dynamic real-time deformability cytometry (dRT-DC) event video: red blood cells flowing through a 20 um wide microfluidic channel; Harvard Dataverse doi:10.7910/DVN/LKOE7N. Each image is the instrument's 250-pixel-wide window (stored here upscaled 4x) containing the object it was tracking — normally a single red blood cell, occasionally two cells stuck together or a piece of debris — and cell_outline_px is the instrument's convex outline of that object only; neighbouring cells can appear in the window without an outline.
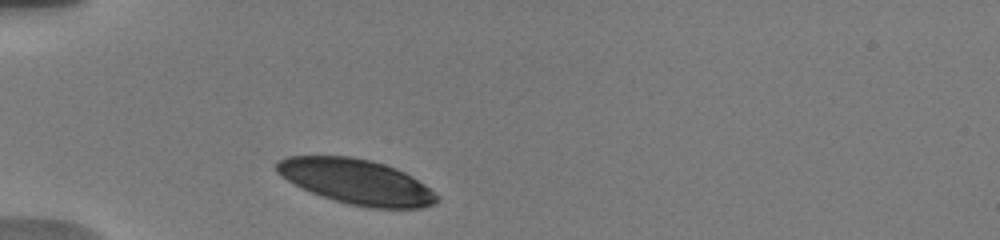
{"species": "human", "species_latin": "Homo sapiens", "temperature_condition": "warm", "stored_images_in_passage": 13, "camera_frame_rate_fps": 3000, "um_per_image_px": 0.085, "donor": {"sex": "male"}, "frame": {"image": 1, "passage_image": 1, "time_ms": 0.0, "image_size_px": [1000, 240], "cell_outline_px": [[440, 200], [432, 204], [420, 208], [368, 208], [348, 204], [312, 192], [280, 176], [276, 172], [276, 164], [280, 160], [288, 156], [348, 156], [372, 160], [396, 168], [412, 176], [424, 184], [440, 196]], "centroid_in_image_um": [30.34, 15.44], "position_along_channel_um": 54.7, "area_um2": 41.79}}
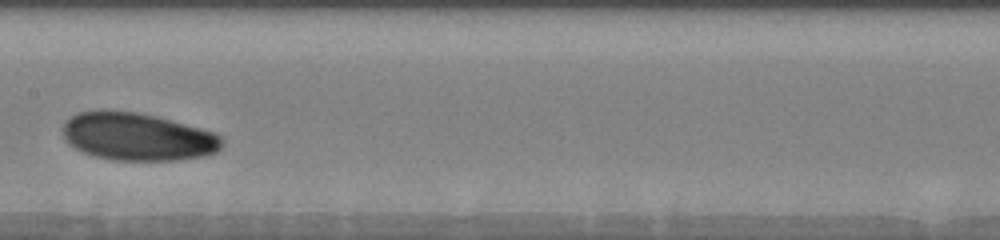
{"frame": {"image": 2, "passage_image": 6, "time_ms": 4.333, "image_size_px": [1000, 240], "cell_outline_px": [[224, 144], [216, 152], [200, 156], [176, 160], [112, 160], [96, 156], [84, 152], [68, 144], [64, 140], [64, 120], [68, 116], [76, 112], [96, 108], [100, 108], [136, 112], [156, 116], [216, 132], [224, 140]], "centroid_in_image_um": [11.64, 11.58], "position_along_channel_um": 195.8, "area_um2": 44.85}}
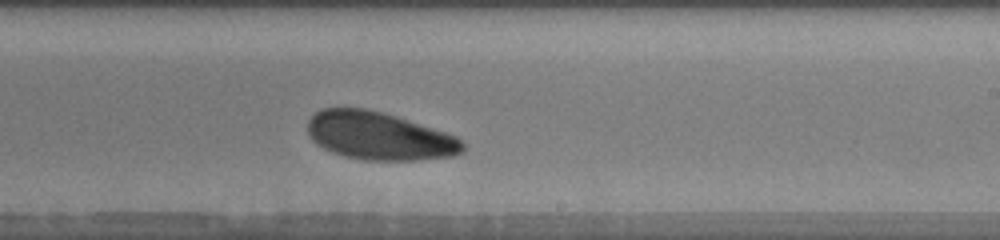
{"frame": {"image": 3, "passage_image": 9, "time_ms": 6.0, "image_size_px": [1000, 240], "cell_outline_px": [[464, 152], [452, 156], [420, 160], [364, 160], [332, 152], [316, 144], [312, 140], [308, 132], [308, 120], [320, 108], [364, 108], [384, 112], [456, 136], [464, 144]], "centroid_in_image_um": [32.22, 11.55], "position_along_channel_um": 256.8, "area_um2": 43.12}}